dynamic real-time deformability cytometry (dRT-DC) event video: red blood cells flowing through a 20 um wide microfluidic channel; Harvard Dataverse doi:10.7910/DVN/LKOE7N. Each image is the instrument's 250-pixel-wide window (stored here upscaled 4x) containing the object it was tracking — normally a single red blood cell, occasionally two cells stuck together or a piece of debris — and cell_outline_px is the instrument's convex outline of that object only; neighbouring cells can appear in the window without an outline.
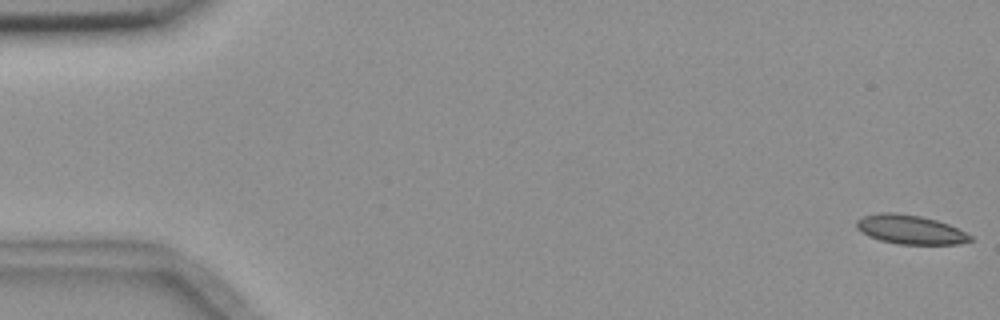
{"species": "common noctule bat (a hibernating species)", "species_latin": "Nyctalus noctula", "temperature_condition": "room temperature", "stored_images_in_passage": 6, "camera_frame_rate_fps": 3000, "um_per_image_px": 0.085, "animal": {"sex": "female", "body_mass_g": 18.4}, "frame": {"image": 1, "passage_image": 1, "time_ms": 0.0, "image_size_px": [1000, 320], "cell_outline_px": [[972, 240], [960, 244], [900, 244], [880, 240], [868, 236], [860, 232], [856, 228], [856, 220], [864, 216], [876, 212], [896, 212], [920, 216], [936, 220], [948, 224], [972, 236]], "centroid_in_image_um": [77.32, 19.5], "position_along_channel_um": 7.7, "area_um2": 19.31}}